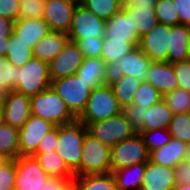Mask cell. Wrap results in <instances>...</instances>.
I'll return each mask as SVG.
<instances>
[{
	"label": "cell",
	"instance_id": "60",
	"mask_svg": "<svg viewBox=\"0 0 190 190\" xmlns=\"http://www.w3.org/2000/svg\"><path fill=\"white\" fill-rule=\"evenodd\" d=\"M3 121L2 119V111H1V107H0V123Z\"/></svg>",
	"mask_w": 190,
	"mask_h": 190
},
{
	"label": "cell",
	"instance_id": "37",
	"mask_svg": "<svg viewBox=\"0 0 190 190\" xmlns=\"http://www.w3.org/2000/svg\"><path fill=\"white\" fill-rule=\"evenodd\" d=\"M155 14L159 23L168 26L179 25V13L174 0H157Z\"/></svg>",
	"mask_w": 190,
	"mask_h": 190
},
{
	"label": "cell",
	"instance_id": "27",
	"mask_svg": "<svg viewBox=\"0 0 190 190\" xmlns=\"http://www.w3.org/2000/svg\"><path fill=\"white\" fill-rule=\"evenodd\" d=\"M173 112L163 101L146 107L144 115V125L138 132H145L155 129H168L172 120Z\"/></svg>",
	"mask_w": 190,
	"mask_h": 190
},
{
	"label": "cell",
	"instance_id": "30",
	"mask_svg": "<svg viewBox=\"0 0 190 190\" xmlns=\"http://www.w3.org/2000/svg\"><path fill=\"white\" fill-rule=\"evenodd\" d=\"M135 47L132 42L103 36L101 58H103L108 67L111 68L116 61L128 54Z\"/></svg>",
	"mask_w": 190,
	"mask_h": 190
},
{
	"label": "cell",
	"instance_id": "46",
	"mask_svg": "<svg viewBox=\"0 0 190 190\" xmlns=\"http://www.w3.org/2000/svg\"><path fill=\"white\" fill-rule=\"evenodd\" d=\"M19 0H0V16L17 21Z\"/></svg>",
	"mask_w": 190,
	"mask_h": 190
},
{
	"label": "cell",
	"instance_id": "32",
	"mask_svg": "<svg viewBox=\"0 0 190 190\" xmlns=\"http://www.w3.org/2000/svg\"><path fill=\"white\" fill-rule=\"evenodd\" d=\"M80 190H118L112 173L75 176Z\"/></svg>",
	"mask_w": 190,
	"mask_h": 190
},
{
	"label": "cell",
	"instance_id": "34",
	"mask_svg": "<svg viewBox=\"0 0 190 190\" xmlns=\"http://www.w3.org/2000/svg\"><path fill=\"white\" fill-rule=\"evenodd\" d=\"M83 6L106 21L122 9L123 3L122 0H87Z\"/></svg>",
	"mask_w": 190,
	"mask_h": 190
},
{
	"label": "cell",
	"instance_id": "55",
	"mask_svg": "<svg viewBox=\"0 0 190 190\" xmlns=\"http://www.w3.org/2000/svg\"><path fill=\"white\" fill-rule=\"evenodd\" d=\"M7 93H8V92H7L4 88H2V87L0 86V107H1L2 104L4 103V100L6 99Z\"/></svg>",
	"mask_w": 190,
	"mask_h": 190
},
{
	"label": "cell",
	"instance_id": "13",
	"mask_svg": "<svg viewBox=\"0 0 190 190\" xmlns=\"http://www.w3.org/2000/svg\"><path fill=\"white\" fill-rule=\"evenodd\" d=\"M171 26L158 23L140 38L139 47L151 61H167Z\"/></svg>",
	"mask_w": 190,
	"mask_h": 190
},
{
	"label": "cell",
	"instance_id": "43",
	"mask_svg": "<svg viewBox=\"0 0 190 190\" xmlns=\"http://www.w3.org/2000/svg\"><path fill=\"white\" fill-rule=\"evenodd\" d=\"M81 50L84 58L101 57L103 37H93L75 42Z\"/></svg>",
	"mask_w": 190,
	"mask_h": 190
},
{
	"label": "cell",
	"instance_id": "31",
	"mask_svg": "<svg viewBox=\"0 0 190 190\" xmlns=\"http://www.w3.org/2000/svg\"><path fill=\"white\" fill-rule=\"evenodd\" d=\"M159 23L155 9H131L132 29L140 39Z\"/></svg>",
	"mask_w": 190,
	"mask_h": 190
},
{
	"label": "cell",
	"instance_id": "28",
	"mask_svg": "<svg viewBox=\"0 0 190 190\" xmlns=\"http://www.w3.org/2000/svg\"><path fill=\"white\" fill-rule=\"evenodd\" d=\"M147 162L112 171L118 190H136L143 183Z\"/></svg>",
	"mask_w": 190,
	"mask_h": 190
},
{
	"label": "cell",
	"instance_id": "58",
	"mask_svg": "<svg viewBox=\"0 0 190 190\" xmlns=\"http://www.w3.org/2000/svg\"><path fill=\"white\" fill-rule=\"evenodd\" d=\"M72 3L78 5H83L87 0H70Z\"/></svg>",
	"mask_w": 190,
	"mask_h": 190
},
{
	"label": "cell",
	"instance_id": "16",
	"mask_svg": "<svg viewBox=\"0 0 190 190\" xmlns=\"http://www.w3.org/2000/svg\"><path fill=\"white\" fill-rule=\"evenodd\" d=\"M152 61L136 46L128 54L116 61L110 68L111 75H131L141 81H146L149 65Z\"/></svg>",
	"mask_w": 190,
	"mask_h": 190
},
{
	"label": "cell",
	"instance_id": "26",
	"mask_svg": "<svg viewBox=\"0 0 190 190\" xmlns=\"http://www.w3.org/2000/svg\"><path fill=\"white\" fill-rule=\"evenodd\" d=\"M141 82L131 75H110L108 81L121 107L133 104Z\"/></svg>",
	"mask_w": 190,
	"mask_h": 190
},
{
	"label": "cell",
	"instance_id": "22",
	"mask_svg": "<svg viewBox=\"0 0 190 190\" xmlns=\"http://www.w3.org/2000/svg\"><path fill=\"white\" fill-rule=\"evenodd\" d=\"M190 59V26H171L167 62L173 64Z\"/></svg>",
	"mask_w": 190,
	"mask_h": 190
},
{
	"label": "cell",
	"instance_id": "49",
	"mask_svg": "<svg viewBox=\"0 0 190 190\" xmlns=\"http://www.w3.org/2000/svg\"><path fill=\"white\" fill-rule=\"evenodd\" d=\"M179 13L180 25L190 26V0H174Z\"/></svg>",
	"mask_w": 190,
	"mask_h": 190
},
{
	"label": "cell",
	"instance_id": "44",
	"mask_svg": "<svg viewBox=\"0 0 190 190\" xmlns=\"http://www.w3.org/2000/svg\"><path fill=\"white\" fill-rule=\"evenodd\" d=\"M145 109L135 104L122 107L121 113L131 123V126L138 132L144 125Z\"/></svg>",
	"mask_w": 190,
	"mask_h": 190
},
{
	"label": "cell",
	"instance_id": "41",
	"mask_svg": "<svg viewBox=\"0 0 190 190\" xmlns=\"http://www.w3.org/2000/svg\"><path fill=\"white\" fill-rule=\"evenodd\" d=\"M46 0H19V14L17 20L27 18H42Z\"/></svg>",
	"mask_w": 190,
	"mask_h": 190
},
{
	"label": "cell",
	"instance_id": "38",
	"mask_svg": "<svg viewBox=\"0 0 190 190\" xmlns=\"http://www.w3.org/2000/svg\"><path fill=\"white\" fill-rule=\"evenodd\" d=\"M163 95L150 83L142 81L135 94L133 104L144 108L151 107L162 100Z\"/></svg>",
	"mask_w": 190,
	"mask_h": 190
},
{
	"label": "cell",
	"instance_id": "35",
	"mask_svg": "<svg viewBox=\"0 0 190 190\" xmlns=\"http://www.w3.org/2000/svg\"><path fill=\"white\" fill-rule=\"evenodd\" d=\"M168 131L172 138L190 143V113L173 114Z\"/></svg>",
	"mask_w": 190,
	"mask_h": 190
},
{
	"label": "cell",
	"instance_id": "10",
	"mask_svg": "<svg viewBox=\"0 0 190 190\" xmlns=\"http://www.w3.org/2000/svg\"><path fill=\"white\" fill-rule=\"evenodd\" d=\"M16 178L14 190H41L50 176L32 155L15 159Z\"/></svg>",
	"mask_w": 190,
	"mask_h": 190
},
{
	"label": "cell",
	"instance_id": "14",
	"mask_svg": "<svg viewBox=\"0 0 190 190\" xmlns=\"http://www.w3.org/2000/svg\"><path fill=\"white\" fill-rule=\"evenodd\" d=\"M76 7L70 0H46L42 19L51 31L68 34Z\"/></svg>",
	"mask_w": 190,
	"mask_h": 190
},
{
	"label": "cell",
	"instance_id": "29",
	"mask_svg": "<svg viewBox=\"0 0 190 190\" xmlns=\"http://www.w3.org/2000/svg\"><path fill=\"white\" fill-rule=\"evenodd\" d=\"M19 156V129L0 123V158L15 160Z\"/></svg>",
	"mask_w": 190,
	"mask_h": 190
},
{
	"label": "cell",
	"instance_id": "3",
	"mask_svg": "<svg viewBox=\"0 0 190 190\" xmlns=\"http://www.w3.org/2000/svg\"><path fill=\"white\" fill-rule=\"evenodd\" d=\"M121 111L122 107L119 105L110 84L106 83L92 89L86 107L77 119L87 126L90 123L116 116Z\"/></svg>",
	"mask_w": 190,
	"mask_h": 190
},
{
	"label": "cell",
	"instance_id": "47",
	"mask_svg": "<svg viewBox=\"0 0 190 190\" xmlns=\"http://www.w3.org/2000/svg\"><path fill=\"white\" fill-rule=\"evenodd\" d=\"M57 140H58V126H55L40 141L39 147L36 152L56 151Z\"/></svg>",
	"mask_w": 190,
	"mask_h": 190
},
{
	"label": "cell",
	"instance_id": "59",
	"mask_svg": "<svg viewBox=\"0 0 190 190\" xmlns=\"http://www.w3.org/2000/svg\"><path fill=\"white\" fill-rule=\"evenodd\" d=\"M136 190H154V189H151V188H148V187H146V186H140L138 189H136Z\"/></svg>",
	"mask_w": 190,
	"mask_h": 190
},
{
	"label": "cell",
	"instance_id": "15",
	"mask_svg": "<svg viewBox=\"0 0 190 190\" xmlns=\"http://www.w3.org/2000/svg\"><path fill=\"white\" fill-rule=\"evenodd\" d=\"M1 111L4 123L20 129L31 117L30 97L10 91L1 106Z\"/></svg>",
	"mask_w": 190,
	"mask_h": 190
},
{
	"label": "cell",
	"instance_id": "24",
	"mask_svg": "<svg viewBox=\"0 0 190 190\" xmlns=\"http://www.w3.org/2000/svg\"><path fill=\"white\" fill-rule=\"evenodd\" d=\"M32 156L36 158L39 165L51 178H61L69 181L75 179V173L57 151L35 152Z\"/></svg>",
	"mask_w": 190,
	"mask_h": 190
},
{
	"label": "cell",
	"instance_id": "12",
	"mask_svg": "<svg viewBox=\"0 0 190 190\" xmlns=\"http://www.w3.org/2000/svg\"><path fill=\"white\" fill-rule=\"evenodd\" d=\"M55 126L43 118L31 115L19 129V156L33 155L43 137Z\"/></svg>",
	"mask_w": 190,
	"mask_h": 190
},
{
	"label": "cell",
	"instance_id": "23",
	"mask_svg": "<svg viewBox=\"0 0 190 190\" xmlns=\"http://www.w3.org/2000/svg\"><path fill=\"white\" fill-rule=\"evenodd\" d=\"M48 24L42 19H21L14 24V33L32 49L39 41L50 32Z\"/></svg>",
	"mask_w": 190,
	"mask_h": 190
},
{
	"label": "cell",
	"instance_id": "21",
	"mask_svg": "<svg viewBox=\"0 0 190 190\" xmlns=\"http://www.w3.org/2000/svg\"><path fill=\"white\" fill-rule=\"evenodd\" d=\"M186 148V142L171 138L164 146L149 153V161L175 168L179 163L186 160Z\"/></svg>",
	"mask_w": 190,
	"mask_h": 190
},
{
	"label": "cell",
	"instance_id": "52",
	"mask_svg": "<svg viewBox=\"0 0 190 190\" xmlns=\"http://www.w3.org/2000/svg\"><path fill=\"white\" fill-rule=\"evenodd\" d=\"M14 24L13 20L0 16V37H10L14 31Z\"/></svg>",
	"mask_w": 190,
	"mask_h": 190
},
{
	"label": "cell",
	"instance_id": "40",
	"mask_svg": "<svg viewBox=\"0 0 190 190\" xmlns=\"http://www.w3.org/2000/svg\"><path fill=\"white\" fill-rule=\"evenodd\" d=\"M137 133L142 136L148 153L154 151L155 149L161 148L172 138L168 129H155Z\"/></svg>",
	"mask_w": 190,
	"mask_h": 190
},
{
	"label": "cell",
	"instance_id": "9",
	"mask_svg": "<svg viewBox=\"0 0 190 190\" xmlns=\"http://www.w3.org/2000/svg\"><path fill=\"white\" fill-rule=\"evenodd\" d=\"M105 20L88 10L83 5H78L72 16L71 27L68 32L69 40L76 42L82 39L103 37Z\"/></svg>",
	"mask_w": 190,
	"mask_h": 190
},
{
	"label": "cell",
	"instance_id": "45",
	"mask_svg": "<svg viewBox=\"0 0 190 190\" xmlns=\"http://www.w3.org/2000/svg\"><path fill=\"white\" fill-rule=\"evenodd\" d=\"M178 88L190 92V59L173 63Z\"/></svg>",
	"mask_w": 190,
	"mask_h": 190
},
{
	"label": "cell",
	"instance_id": "19",
	"mask_svg": "<svg viewBox=\"0 0 190 190\" xmlns=\"http://www.w3.org/2000/svg\"><path fill=\"white\" fill-rule=\"evenodd\" d=\"M146 82L150 83L162 95L178 88L173 64L167 61H152L149 65Z\"/></svg>",
	"mask_w": 190,
	"mask_h": 190
},
{
	"label": "cell",
	"instance_id": "20",
	"mask_svg": "<svg viewBox=\"0 0 190 190\" xmlns=\"http://www.w3.org/2000/svg\"><path fill=\"white\" fill-rule=\"evenodd\" d=\"M142 185L154 190H174L177 186L175 168L148 161L143 175Z\"/></svg>",
	"mask_w": 190,
	"mask_h": 190
},
{
	"label": "cell",
	"instance_id": "53",
	"mask_svg": "<svg viewBox=\"0 0 190 190\" xmlns=\"http://www.w3.org/2000/svg\"><path fill=\"white\" fill-rule=\"evenodd\" d=\"M10 47L9 37H0V56H6Z\"/></svg>",
	"mask_w": 190,
	"mask_h": 190
},
{
	"label": "cell",
	"instance_id": "54",
	"mask_svg": "<svg viewBox=\"0 0 190 190\" xmlns=\"http://www.w3.org/2000/svg\"><path fill=\"white\" fill-rule=\"evenodd\" d=\"M41 190H54V178H49L46 182H44Z\"/></svg>",
	"mask_w": 190,
	"mask_h": 190
},
{
	"label": "cell",
	"instance_id": "33",
	"mask_svg": "<svg viewBox=\"0 0 190 190\" xmlns=\"http://www.w3.org/2000/svg\"><path fill=\"white\" fill-rule=\"evenodd\" d=\"M10 47L6 57L13 66L22 67L33 58V49L19 39L14 32L10 35Z\"/></svg>",
	"mask_w": 190,
	"mask_h": 190
},
{
	"label": "cell",
	"instance_id": "8",
	"mask_svg": "<svg viewBox=\"0 0 190 190\" xmlns=\"http://www.w3.org/2000/svg\"><path fill=\"white\" fill-rule=\"evenodd\" d=\"M111 172L149 161V153L139 133L111 147Z\"/></svg>",
	"mask_w": 190,
	"mask_h": 190
},
{
	"label": "cell",
	"instance_id": "50",
	"mask_svg": "<svg viewBox=\"0 0 190 190\" xmlns=\"http://www.w3.org/2000/svg\"><path fill=\"white\" fill-rule=\"evenodd\" d=\"M122 3L127 9H155L157 0H122Z\"/></svg>",
	"mask_w": 190,
	"mask_h": 190
},
{
	"label": "cell",
	"instance_id": "56",
	"mask_svg": "<svg viewBox=\"0 0 190 190\" xmlns=\"http://www.w3.org/2000/svg\"><path fill=\"white\" fill-rule=\"evenodd\" d=\"M174 190H190V185L188 184H178Z\"/></svg>",
	"mask_w": 190,
	"mask_h": 190
},
{
	"label": "cell",
	"instance_id": "2",
	"mask_svg": "<svg viewBox=\"0 0 190 190\" xmlns=\"http://www.w3.org/2000/svg\"><path fill=\"white\" fill-rule=\"evenodd\" d=\"M31 115L43 118L54 126L75 121L64 100L51 88L30 97Z\"/></svg>",
	"mask_w": 190,
	"mask_h": 190
},
{
	"label": "cell",
	"instance_id": "36",
	"mask_svg": "<svg viewBox=\"0 0 190 190\" xmlns=\"http://www.w3.org/2000/svg\"><path fill=\"white\" fill-rule=\"evenodd\" d=\"M162 100L176 113H190V92L177 88L174 91L165 93Z\"/></svg>",
	"mask_w": 190,
	"mask_h": 190
},
{
	"label": "cell",
	"instance_id": "18",
	"mask_svg": "<svg viewBox=\"0 0 190 190\" xmlns=\"http://www.w3.org/2000/svg\"><path fill=\"white\" fill-rule=\"evenodd\" d=\"M78 78L87 83L91 89L108 83L110 68L101 57L84 58L76 72Z\"/></svg>",
	"mask_w": 190,
	"mask_h": 190
},
{
	"label": "cell",
	"instance_id": "17",
	"mask_svg": "<svg viewBox=\"0 0 190 190\" xmlns=\"http://www.w3.org/2000/svg\"><path fill=\"white\" fill-rule=\"evenodd\" d=\"M104 37L126 40L139 46L140 39L132 29L131 9L124 8L105 21Z\"/></svg>",
	"mask_w": 190,
	"mask_h": 190
},
{
	"label": "cell",
	"instance_id": "25",
	"mask_svg": "<svg viewBox=\"0 0 190 190\" xmlns=\"http://www.w3.org/2000/svg\"><path fill=\"white\" fill-rule=\"evenodd\" d=\"M69 37L66 33L50 31L33 48V56L50 62L64 48Z\"/></svg>",
	"mask_w": 190,
	"mask_h": 190
},
{
	"label": "cell",
	"instance_id": "51",
	"mask_svg": "<svg viewBox=\"0 0 190 190\" xmlns=\"http://www.w3.org/2000/svg\"><path fill=\"white\" fill-rule=\"evenodd\" d=\"M54 190H80L75 180L54 178Z\"/></svg>",
	"mask_w": 190,
	"mask_h": 190
},
{
	"label": "cell",
	"instance_id": "6",
	"mask_svg": "<svg viewBox=\"0 0 190 190\" xmlns=\"http://www.w3.org/2000/svg\"><path fill=\"white\" fill-rule=\"evenodd\" d=\"M51 88L64 100L67 108L76 118L84 111L92 91L77 75L53 80Z\"/></svg>",
	"mask_w": 190,
	"mask_h": 190
},
{
	"label": "cell",
	"instance_id": "39",
	"mask_svg": "<svg viewBox=\"0 0 190 190\" xmlns=\"http://www.w3.org/2000/svg\"><path fill=\"white\" fill-rule=\"evenodd\" d=\"M20 67L13 66L6 56H0V86L8 93L18 83Z\"/></svg>",
	"mask_w": 190,
	"mask_h": 190
},
{
	"label": "cell",
	"instance_id": "7",
	"mask_svg": "<svg viewBox=\"0 0 190 190\" xmlns=\"http://www.w3.org/2000/svg\"><path fill=\"white\" fill-rule=\"evenodd\" d=\"M86 127L90 135L109 147L137 133L122 113L106 120L90 123Z\"/></svg>",
	"mask_w": 190,
	"mask_h": 190
},
{
	"label": "cell",
	"instance_id": "5",
	"mask_svg": "<svg viewBox=\"0 0 190 190\" xmlns=\"http://www.w3.org/2000/svg\"><path fill=\"white\" fill-rule=\"evenodd\" d=\"M81 153L80 176L111 173V147L88 132Z\"/></svg>",
	"mask_w": 190,
	"mask_h": 190
},
{
	"label": "cell",
	"instance_id": "48",
	"mask_svg": "<svg viewBox=\"0 0 190 190\" xmlns=\"http://www.w3.org/2000/svg\"><path fill=\"white\" fill-rule=\"evenodd\" d=\"M176 184L190 185V163L183 161L175 167Z\"/></svg>",
	"mask_w": 190,
	"mask_h": 190
},
{
	"label": "cell",
	"instance_id": "57",
	"mask_svg": "<svg viewBox=\"0 0 190 190\" xmlns=\"http://www.w3.org/2000/svg\"><path fill=\"white\" fill-rule=\"evenodd\" d=\"M186 161L190 163V143H187V148H186Z\"/></svg>",
	"mask_w": 190,
	"mask_h": 190
},
{
	"label": "cell",
	"instance_id": "11",
	"mask_svg": "<svg viewBox=\"0 0 190 190\" xmlns=\"http://www.w3.org/2000/svg\"><path fill=\"white\" fill-rule=\"evenodd\" d=\"M83 59L77 44L68 40L58 55L48 63L51 81L76 75Z\"/></svg>",
	"mask_w": 190,
	"mask_h": 190
},
{
	"label": "cell",
	"instance_id": "1",
	"mask_svg": "<svg viewBox=\"0 0 190 190\" xmlns=\"http://www.w3.org/2000/svg\"><path fill=\"white\" fill-rule=\"evenodd\" d=\"M87 132V127L78 119L58 126L56 151L75 176H80L82 144Z\"/></svg>",
	"mask_w": 190,
	"mask_h": 190
},
{
	"label": "cell",
	"instance_id": "42",
	"mask_svg": "<svg viewBox=\"0 0 190 190\" xmlns=\"http://www.w3.org/2000/svg\"><path fill=\"white\" fill-rule=\"evenodd\" d=\"M16 178L15 160L0 161V190H14Z\"/></svg>",
	"mask_w": 190,
	"mask_h": 190
},
{
	"label": "cell",
	"instance_id": "4",
	"mask_svg": "<svg viewBox=\"0 0 190 190\" xmlns=\"http://www.w3.org/2000/svg\"><path fill=\"white\" fill-rule=\"evenodd\" d=\"M49 87H51V79L48 62L33 57L20 67L18 83L13 91L32 97Z\"/></svg>",
	"mask_w": 190,
	"mask_h": 190
}]
</instances>
